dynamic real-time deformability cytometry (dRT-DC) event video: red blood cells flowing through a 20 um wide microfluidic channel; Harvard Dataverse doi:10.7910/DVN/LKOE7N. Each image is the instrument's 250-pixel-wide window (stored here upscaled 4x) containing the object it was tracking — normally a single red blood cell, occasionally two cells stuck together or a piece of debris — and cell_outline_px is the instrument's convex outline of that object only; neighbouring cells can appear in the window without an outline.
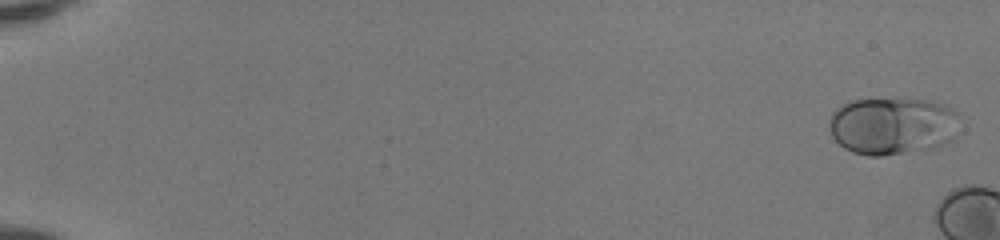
{"species": "human", "species_latin": "Homo sapiens", "temperature_condition": "room temperature", "stored_images_in_passage": 13, "camera_frame_rate_fps": 3000, "um_per_image_px": 0.085, "donor": {"sex": "female"}, "frame": {"image": 1, "passage_image": 2, "time_ms": 0.333, "image_size_px": [1000, 240], "cell_outline_px": [[952, 140], [936, 144], [900, 152], [880, 156], [868, 156], [852, 152], [844, 148], [832, 136], [832, 112], [836, 108], [848, 100], [932, 100], [944, 104], [952, 108]], "centroid_in_image_um": [75.72, 10.67], "position_along_channel_um": 9.3, "area_um2": 41.62}}